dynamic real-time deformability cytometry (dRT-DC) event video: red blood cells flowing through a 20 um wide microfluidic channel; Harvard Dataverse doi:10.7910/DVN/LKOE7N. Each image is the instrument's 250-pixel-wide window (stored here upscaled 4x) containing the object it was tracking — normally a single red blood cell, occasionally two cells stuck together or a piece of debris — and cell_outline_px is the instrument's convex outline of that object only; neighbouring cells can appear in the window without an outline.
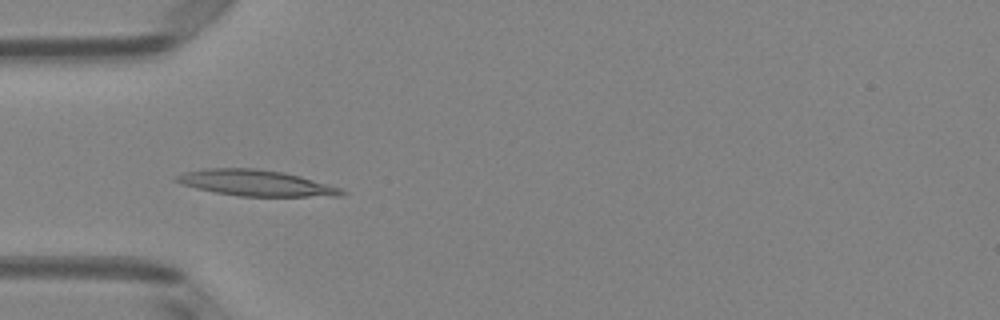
{"species": "Egyptian fruit bat (a non-hibernating species)", "species_latin": "Rousettus aegyptiacus", "temperature_condition": "room temperature", "stored_images_in_passage": 35, "camera_frame_rate_fps": 3000, "um_per_image_px": 0.085, "animal": {"sex": "female"}, "frame": {"image": 1, "passage_image": 1, "time_ms": 0.0, "image_size_px": [1000, 320], "cell_outline_px": [[348, 192], [340, 196], [240, 196], [216, 192], [196, 188], [180, 184], [172, 180], [172, 176], [184, 172], [204, 168], [256, 168], [284, 172], [300, 176], [340, 188]], "centroid_in_image_um": [21.68, 15.54], "position_along_channel_um": 63.3, "area_um2": 25.09}}
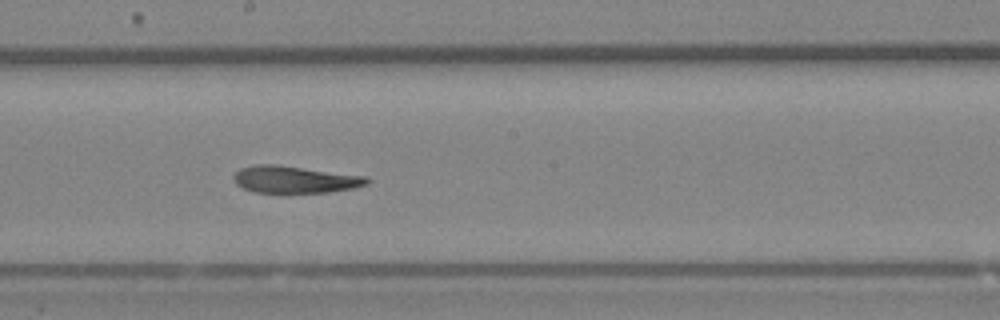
{"frame": {"image": 2, "passage_image": 13, "time_ms": 4.0, "image_size_px": [1000, 320], "cell_outline_px": [[372, 180], [368, 184], [352, 188], [328, 192], [256, 192], [244, 188], [236, 184], [232, 180], [232, 176], [240, 168], [252, 164], [276, 164], [368, 176]], "centroid_in_image_um": [25.06, 15.24], "position_along_channel_um": 223.1, "area_um2": 21.15}}
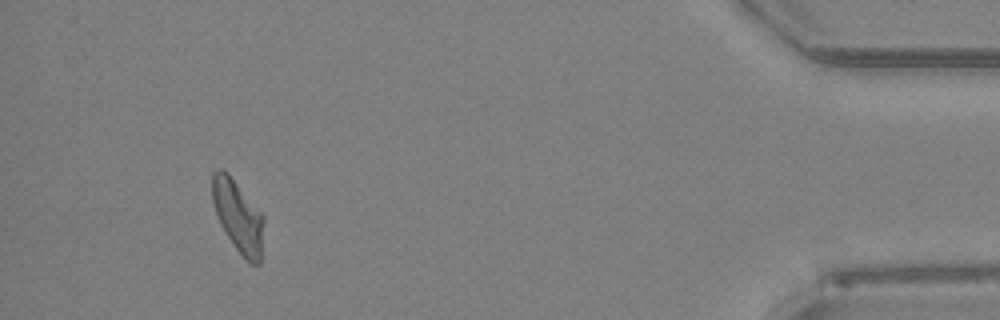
{"frame": {"image": 3, "passage_image": 32, "time_ms": 10.333, "image_size_px": [1000, 320], "cell_outline_px": [[264, 220], [260, 264], [252, 264], [244, 260], [232, 244], [220, 224], [212, 200], [212, 172], [216, 168], [220, 168], [228, 172], [264, 216]], "centroid_in_image_um": [20.23, 18.38], "position_along_channel_um": 415.0, "area_um2": 21.73}, "authors_computed_cell_mechanics": {"area_um2": 21.7328, "velocity_mm_per_s": 4.0565, "shape_relaxation_time_tau1_ms": 5.6315, "shape_relaxation_time_tau2_ms": 2.5304, "deformation_change_tau1": 0.1939, "deformation_change_tau2": 0.1131}}